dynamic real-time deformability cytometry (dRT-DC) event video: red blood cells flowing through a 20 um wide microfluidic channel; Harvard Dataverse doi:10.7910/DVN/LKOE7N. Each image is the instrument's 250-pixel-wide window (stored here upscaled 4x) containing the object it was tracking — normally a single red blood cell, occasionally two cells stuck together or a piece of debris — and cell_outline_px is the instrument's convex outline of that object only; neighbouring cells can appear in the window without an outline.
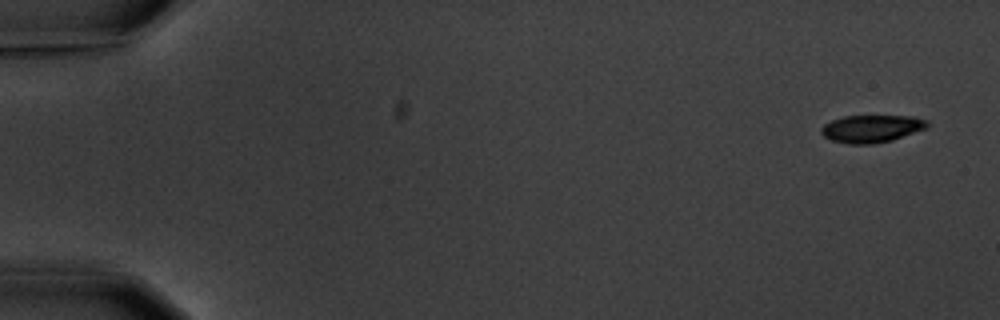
{"species": "common noctule bat (a hibernating species)", "species_latin": "Nyctalus noctula", "temperature_condition": "warm", "stored_images_in_passage": 4, "camera_frame_rate_fps": 3000, "um_per_image_px": 0.085, "animal": {"sex": "male", "body_mass_g": 20.1, "forearm_length_mm": 53.5}, "frame": {"image": 1, "passage_image": 1, "time_ms": 0.0, "image_size_px": [1000, 320], "cell_outline_px": [[928, 128], [892, 140], [872, 144], [848, 144], [832, 140], [824, 136], [820, 132], [820, 128], [824, 124], [832, 120], [844, 116], [912, 116], [928, 120]], "centroid_in_image_um": [74.09, 10.93], "position_along_channel_um": 10.9, "area_um2": 17.05}}
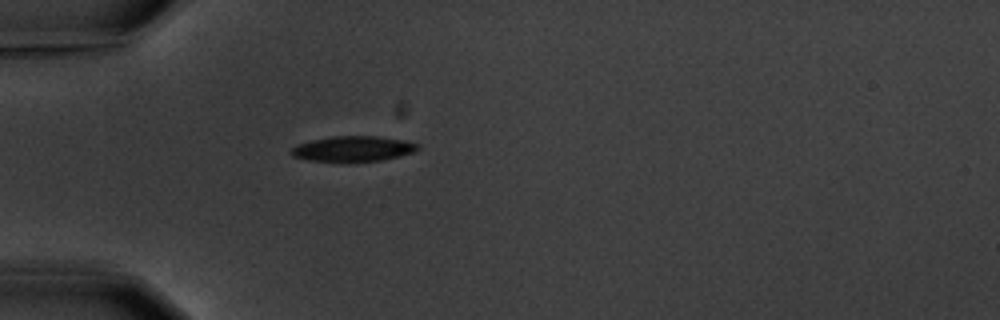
{"frame": {"image": 2, "passage_image": 4, "time_ms": 5.0, "image_size_px": [1000, 320], "cell_outline_px": [[420, 148], [412, 152], [380, 160], [308, 160], [292, 156], [288, 152], [292, 148], [300, 144], [312, 140], [332, 136], [376, 136], [408, 140], [420, 144]], "centroid_in_image_um": [30.03, 12.61], "position_along_channel_um": 55.0, "area_um2": 18.21}}